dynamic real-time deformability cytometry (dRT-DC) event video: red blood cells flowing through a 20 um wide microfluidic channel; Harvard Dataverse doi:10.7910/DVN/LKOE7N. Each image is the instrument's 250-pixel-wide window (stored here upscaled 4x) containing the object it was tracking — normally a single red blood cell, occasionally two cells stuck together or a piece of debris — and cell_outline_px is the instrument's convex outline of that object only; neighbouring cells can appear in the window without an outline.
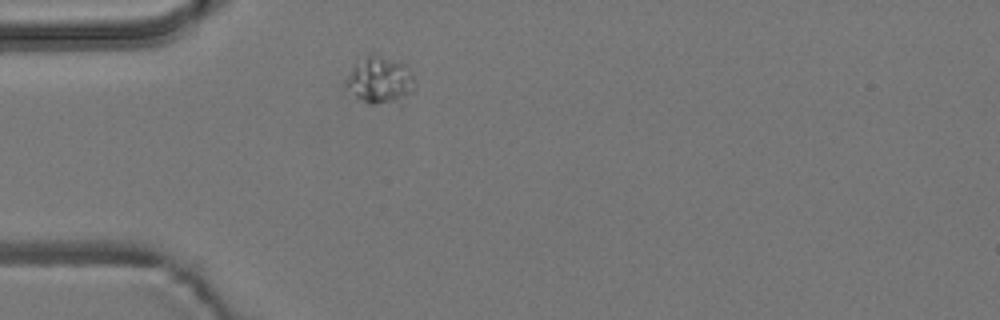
{"species": "common noctule bat (a hibernating species)", "species_latin": "Nyctalus noctula", "temperature_condition": "room temperature", "stored_images_in_passage": 2, "camera_frame_rate_fps": 3000, "um_per_image_px": 0.085, "animal": {"sex": "male", "body_mass_g": 19.2, "forearm_length_mm": 51.8}, "frame": {"image": 1, "passage_image": 1, "time_ms": 0.0, "image_size_px": [1000, 320], "cell_outline_px": [[416, 88], [404, 104], [368, 104], [344, 88], [344, 80], [356, 56], [368, 52], [372, 52], [404, 64], [412, 72]], "centroid_in_image_um": [32.26, 6.8], "position_along_channel_um": 52.7, "area_um2": 20.29}}